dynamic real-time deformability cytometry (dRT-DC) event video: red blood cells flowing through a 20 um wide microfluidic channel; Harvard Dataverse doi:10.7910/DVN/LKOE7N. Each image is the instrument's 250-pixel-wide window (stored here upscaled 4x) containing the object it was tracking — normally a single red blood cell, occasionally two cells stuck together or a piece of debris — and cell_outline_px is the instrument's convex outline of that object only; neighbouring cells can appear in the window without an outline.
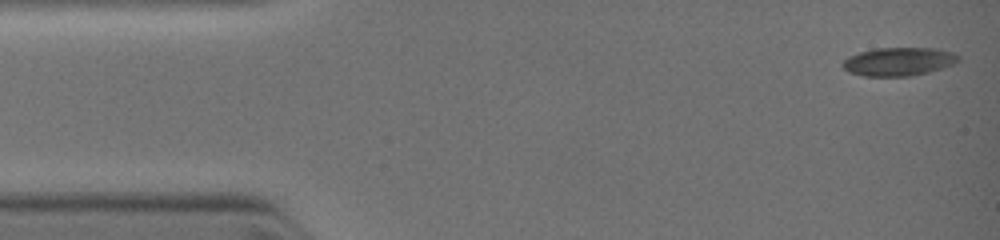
{"species": "common noctule bat (a hibernating species)", "species_latin": "Nyctalus noctula", "temperature_condition": "warm", "stored_images_in_passage": 8, "camera_frame_rate_fps": 3000, "um_per_image_px": 0.085, "animal": {"sex": "female", "body_mass_g": 19.0, "forearm_length_mm": 51.5}, "frame": {"image": 1, "passage_image": 1, "time_ms": 0.0, "image_size_px": [1000, 240], "cell_outline_px": [[960, 60], [952, 64], [928, 72], [908, 76], [864, 76], [848, 72], [840, 64], [848, 56], [860, 52], [876, 48], [936, 48], [952, 52], [960, 56]], "centroid_in_image_um": [76.36, 5.23], "position_along_channel_um": 8.6, "area_um2": 19.07}}
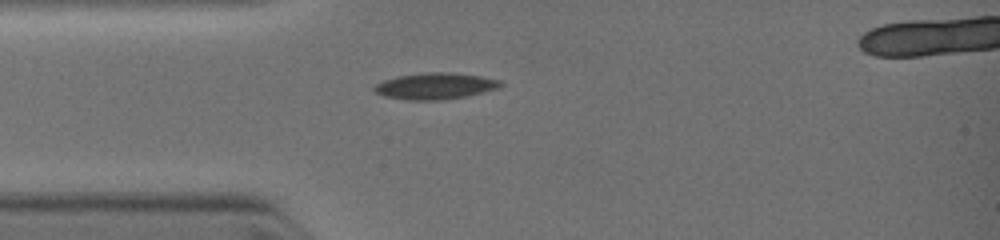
{"frame": {"image": 2, "passage_image": 6, "time_ms": 2.667, "image_size_px": [1000, 240], "cell_outline_px": [[504, 84], [500, 88], [484, 92], [464, 96], [440, 100], [408, 100], [384, 96], [376, 92], [372, 88], [376, 84], [384, 80], [396, 76], [424, 72], [452, 72], [480, 76], [500, 80]], "centroid_in_image_um": [37.0, 7.3], "position_along_channel_um": 48.0, "area_um2": 19.48}}